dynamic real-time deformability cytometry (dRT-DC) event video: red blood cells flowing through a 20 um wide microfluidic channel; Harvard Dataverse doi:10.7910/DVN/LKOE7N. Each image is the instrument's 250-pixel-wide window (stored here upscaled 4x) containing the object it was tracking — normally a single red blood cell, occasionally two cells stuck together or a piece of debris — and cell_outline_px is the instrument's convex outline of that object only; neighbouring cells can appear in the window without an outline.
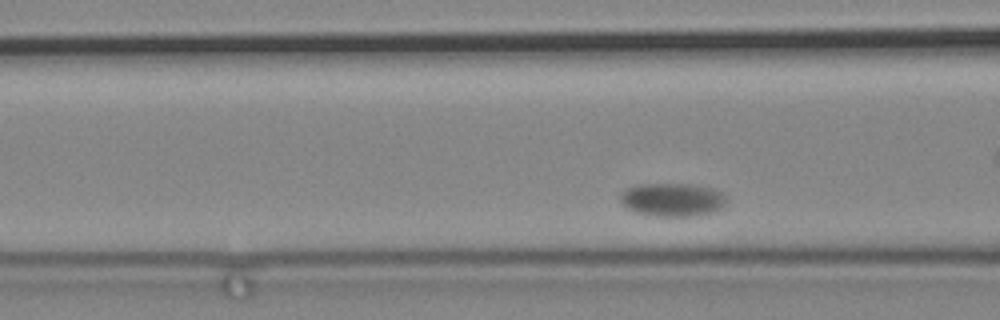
{"species": "common noctule bat (a hibernating species)", "species_latin": "Nyctalus noctula", "temperature_condition": "cold", "stored_images_in_passage": 74, "camera_frame_rate_fps": 3000, "um_per_image_px": 0.085, "animal": {"sex": "male", "body_mass_g": 19.2, "forearm_length_mm": 51.8}, "frame": {"image": 1, "passage_image": 28, "time_ms": 9.0, "image_size_px": [1000, 320], "cell_outline_px": [[728, 200], [716, 212], [700, 216], [656, 216], [636, 212], [628, 208], [620, 200], [620, 196], [628, 188], [636, 184], [692, 184], [712, 188], [720, 192]], "centroid_in_image_um": [57.2, 16.98], "position_along_channel_um": 109.4, "area_um2": 20.63}}
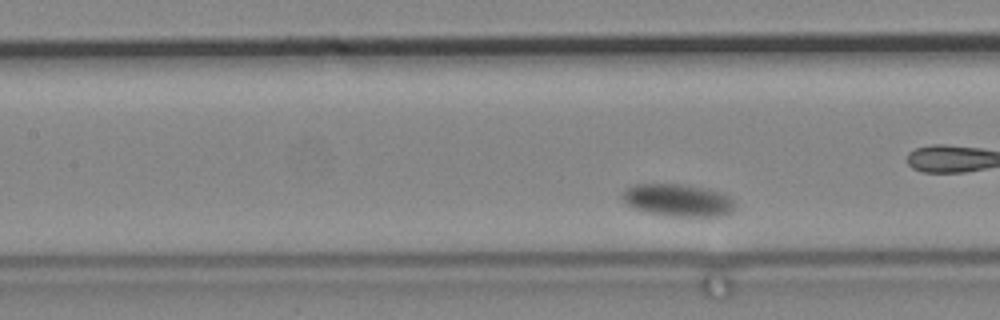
{"frame": {"image": 2, "passage_image": 33, "time_ms": 10.667, "image_size_px": [1000, 320], "cell_outline_px": [[736, 208], [728, 216], [672, 216], [648, 212], [632, 208], [620, 196], [620, 192], [624, 188], [636, 184], [680, 184], [708, 188], [720, 192], [728, 196], [736, 204]], "centroid_in_image_um": [57.63, 17.01], "position_along_channel_um": 149.8, "area_um2": 21.56}}
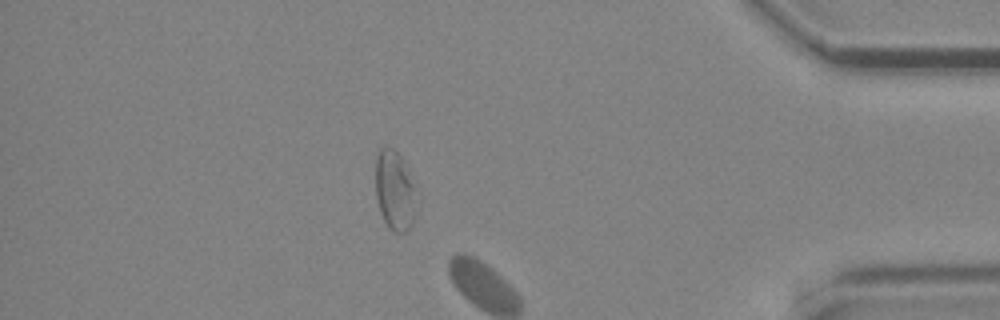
{"frame": {"image": 3, "passage_image": 65, "time_ms": 21.333, "image_size_px": [1000, 320], "cell_outline_px": [[412, 224], [404, 232], [392, 232], [388, 228], [380, 212], [376, 196], [376, 156], [380, 148], [384, 144], [388, 144], [404, 160], [412, 184]], "centroid_in_image_um": [33.46, 16.13], "position_along_channel_um": 401.7, "area_um2": 18.26}}